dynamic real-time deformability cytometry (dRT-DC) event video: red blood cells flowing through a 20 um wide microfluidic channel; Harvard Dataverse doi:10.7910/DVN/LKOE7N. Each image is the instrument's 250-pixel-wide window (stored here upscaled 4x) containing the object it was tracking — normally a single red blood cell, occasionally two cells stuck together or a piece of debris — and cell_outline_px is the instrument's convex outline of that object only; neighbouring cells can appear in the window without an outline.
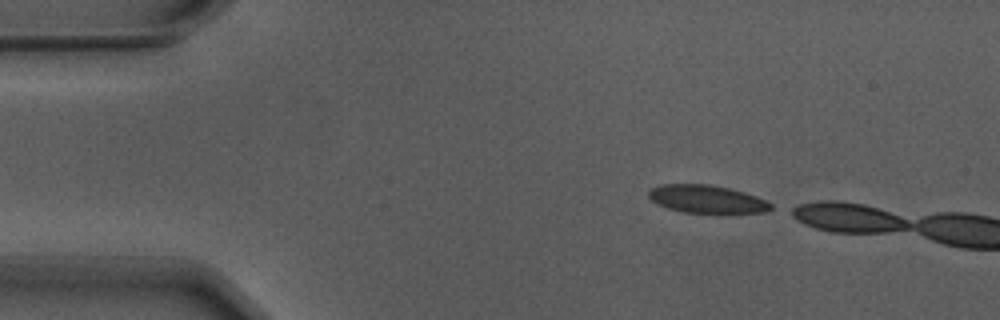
{"species": "Egyptian fruit bat (a non-hibernating species)", "species_latin": "Rousettus aegyptiacus", "temperature_condition": "warm", "stored_images_in_passage": 4, "camera_frame_rate_fps": 3000, "um_per_image_px": 0.085, "animal": {"sex": "male"}, "frame": {"image": 1, "passage_image": 1, "time_ms": 0.0, "image_size_px": [1000, 320], "cell_outline_px": [[772, 208], [764, 212], [684, 212], [668, 208], [656, 204], [648, 196], [648, 192], [652, 188], [664, 184], [708, 184], [728, 188], [744, 192], [756, 196], [772, 204]], "centroid_in_image_um": [60.04, 16.91], "position_along_channel_um": 25.0, "area_um2": 19.48}}